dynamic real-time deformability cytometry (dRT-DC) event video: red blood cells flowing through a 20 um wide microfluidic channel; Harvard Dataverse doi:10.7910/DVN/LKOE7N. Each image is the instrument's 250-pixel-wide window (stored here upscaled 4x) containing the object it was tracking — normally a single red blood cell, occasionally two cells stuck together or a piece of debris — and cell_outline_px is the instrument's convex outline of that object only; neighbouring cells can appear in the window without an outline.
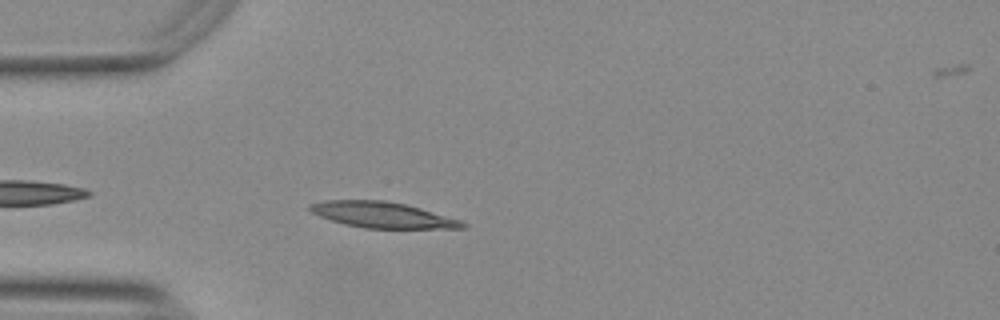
{"species": "Egyptian fruit bat (a non-hibernating species)", "species_latin": "Rousettus aegyptiacus", "temperature_condition": "warm", "stored_images_in_passage": 36, "camera_frame_rate_fps": 3000, "um_per_image_px": 0.085, "animal": {"sex": "female"}, "frame": {"image": 1, "passage_image": 4, "time_ms": 1.0, "image_size_px": [1000, 320], "cell_outline_px": [[468, 228], [364, 228], [344, 224], [320, 216], [312, 212], [308, 208], [308, 204], [328, 200], [384, 200], [404, 204], [420, 208], [460, 220], [468, 224]], "centroid_in_image_um": [32.51, 18.26], "position_along_channel_um": 52.5, "area_um2": 22.77}}
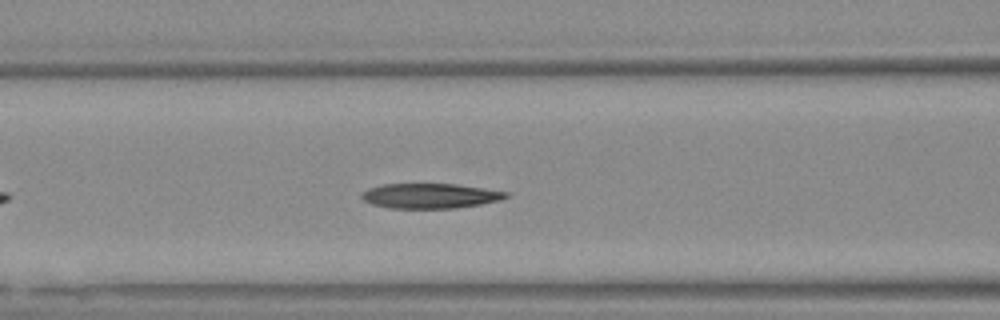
{"frame": {"image": 2, "passage_image": 11, "time_ms": 3.333, "image_size_px": [1000, 320], "cell_outline_px": [[508, 196], [500, 200], [480, 204], [456, 208], [392, 208], [372, 204], [364, 200], [360, 196], [360, 192], [368, 188], [384, 184], [456, 184], [508, 192]], "centroid_in_image_um": [36.52, 16.64], "position_along_channel_um": 130.1, "area_um2": 20.87}}
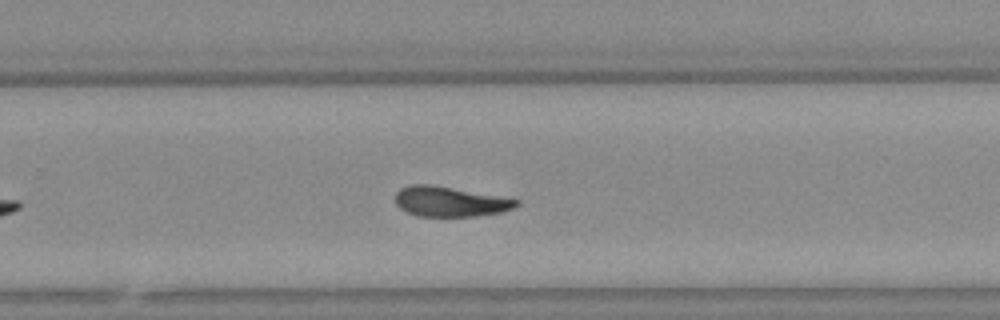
{"frame": {"image": 3, "passage_image": 24, "time_ms": 7.667, "image_size_px": [1000, 320], "cell_outline_px": [[520, 204], [512, 208], [500, 212], [476, 216], [416, 216], [400, 208], [396, 204], [396, 192], [400, 188], [412, 184], [428, 184], [452, 188], [520, 200]], "centroid_in_image_um": [38.22, 17.14], "position_along_channel_um": 291.6, "area_um2": 20.87}, "authors_computed_cell_mechanics": {"area_um2": 21.8484, "velocity_mm_per_s": 3.7321, "shape_relaxation_time_tau1_ms": null, "shape_relaxation_time_tau2_ms": 4.528, "deformation_change_tau1": null, "deformation_change_tau2": 0.1176}}